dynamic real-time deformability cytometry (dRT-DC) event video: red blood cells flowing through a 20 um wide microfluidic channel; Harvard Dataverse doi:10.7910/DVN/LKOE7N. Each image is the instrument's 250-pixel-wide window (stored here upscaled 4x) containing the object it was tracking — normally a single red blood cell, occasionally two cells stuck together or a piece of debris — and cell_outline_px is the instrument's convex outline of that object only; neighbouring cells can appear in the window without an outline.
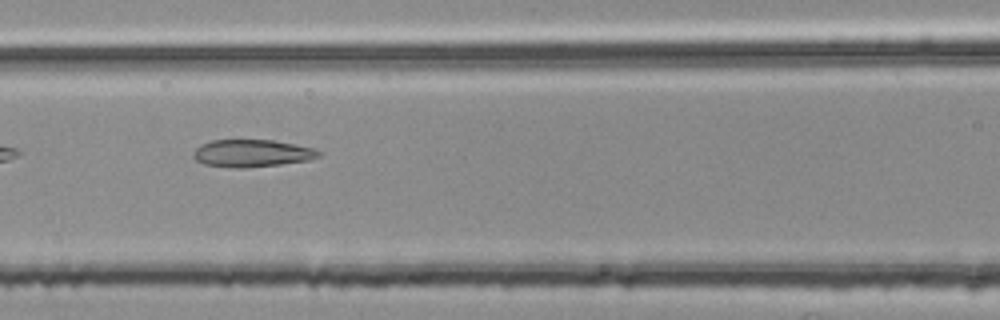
{"species": "common noctule bat (a hibernating species)", "species_latin": "Nyctalus noctula", "temperature_condition": "room temperature", "stored_images_in_passage": 17, "camera_frame_rate_fps": 3000, "um_per_image_px": 0.085, "animal": {"sex": "female", "body_mass_g": 25.1}, "frame": {"image": 1, "passage_image": 8, "time_ms": 2.333, "image_size_px": [1000, 320], "cell_outline_px": [[324, 156], [308, 160], [280, 164], [244, 168], [236, 168], [204, 164], [196, 160], [192, 156], [192, 152], [200, 144], [212, 140], [272, 140], [312, 148], [324, 152]], "centroid_in_image_um": [21.42, 13.03], "position_along_channel_um": 145.2, "area_um2": 20.06}}